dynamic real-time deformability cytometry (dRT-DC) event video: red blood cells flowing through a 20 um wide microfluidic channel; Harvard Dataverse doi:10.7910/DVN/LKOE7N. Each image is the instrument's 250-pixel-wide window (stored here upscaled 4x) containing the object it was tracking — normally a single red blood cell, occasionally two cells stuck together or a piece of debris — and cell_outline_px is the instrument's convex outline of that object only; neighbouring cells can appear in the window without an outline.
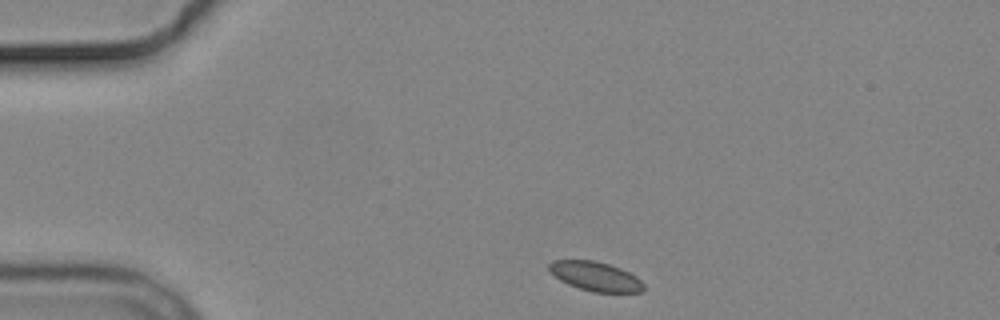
{"species": "common noctule bat (a hibernating species)", "species_latin": "Nyctalus noctula", "temperature_condition": "cold", "stored_images_in_passage": 3, "camera_frame_rate_fps": 3000, "um_per_image_px": 0.085, "animal": {"sex": "male", "body_mass_g": 19.2, "forearm_length_mm": 51.8}, "frame": {"image": 1, "passage_image": 1, "time_ms": 0.0, "image_size_px": [1000, 320], "cell_outline_px": [[644, 292], [592, 292], [568, 284], [560, 280], [548, 272], [548, 264], [552, 260], [596, 260], [620, 268], [636, 276], [644, 284]], "centroid_in_image_um": [50.59, 23.48], "position_along_channel_um": 34.4, "area_um2": 16.24}}
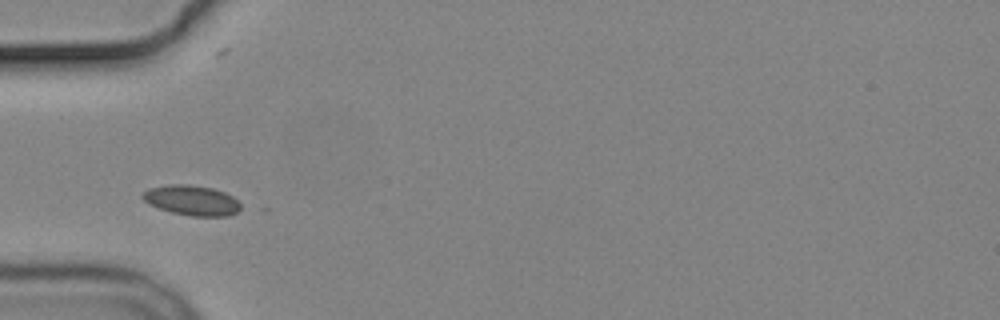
{"frame": {"image": 2, "passage_image": 3, "time_ms": 2.333, "image_size_px": [1000, 320], "cell_outline_px": [[240, 208], [236, 212], [228, 216], [192, 216], [172, 212], [148, 204], [140, 196], [148, 188], [168, 184], [188, 184], [212, 188], [224, 192], [232, 196], [240, 204]], "centroid_in_image_um": [16.27, 17.02], "position_along_channel_um": 68.7, "area_um2": 17.11}}